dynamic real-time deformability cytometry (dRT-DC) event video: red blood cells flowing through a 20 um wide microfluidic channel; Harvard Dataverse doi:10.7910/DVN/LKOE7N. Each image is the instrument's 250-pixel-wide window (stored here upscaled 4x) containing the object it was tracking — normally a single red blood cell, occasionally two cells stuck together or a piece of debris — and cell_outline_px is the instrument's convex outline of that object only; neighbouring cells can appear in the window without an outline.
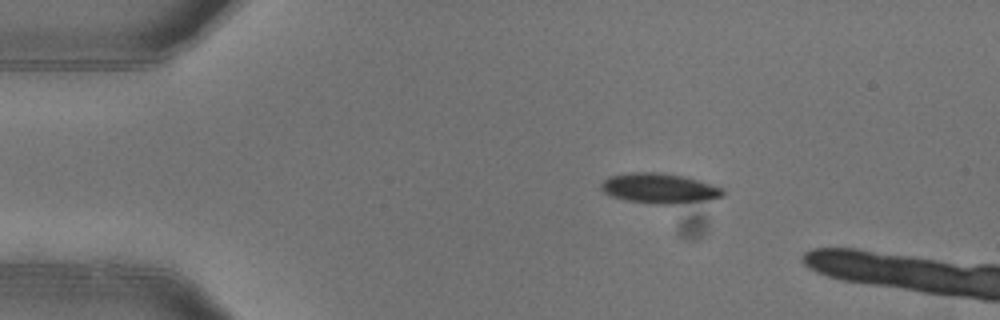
{"species": "common noctule bat (a hibernating species)", "species_latin": "Nyctalus noctula", "temperature_condition": "warm", "stored_images_in_passage": 3, "camera_frame_rate_fps": 3000, "um_per_image_px": 0.085, "animal": {"sex": "female"}, "frame": {"image": 1, "passage_image": 2, "time_ms": 0.333, "image_size_px": [1000, 320], "cell_outline_px": [[724, 196], [704, 200], [676, 204], [656, 204], [628, 200], [612, 196], [604, 192], [600, 188], [600, 184], [608, 176], [628, 172], [660, 172], [684, 176], [720, 188], [724, 192]], "centroid_in_image_um": [55.98, 15.99], "position_along_channel_um": 29.0, "area_um2": 21.1}}